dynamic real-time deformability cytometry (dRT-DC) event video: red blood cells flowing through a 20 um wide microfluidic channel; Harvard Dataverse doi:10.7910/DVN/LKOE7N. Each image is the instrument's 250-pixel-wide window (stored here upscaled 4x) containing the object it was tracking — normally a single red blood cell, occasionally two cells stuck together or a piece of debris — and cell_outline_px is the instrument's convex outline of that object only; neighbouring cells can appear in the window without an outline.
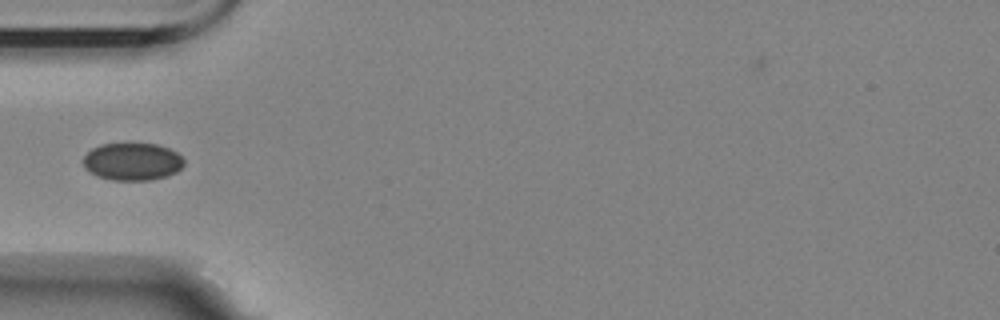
{"species": "Egyptian fruit bat (a non-hibernating species)", "species_latin": "Rousettus aegyptiacus", "temperature_condition": "room temperature", "stored_images_in_passage": 10, "camera_frame_rate_fps": 3000, "um_per_image_px": 0.085, "animal": {"sex": "female"}, "frame": {"image": 1, "passage_image": 4, "time_ms": 4.333, "image_size_px": [1000, 320], "cell_outline_px": [[184, 164], [176, 172], [168, 176], [152, 180], [112, 180], [96, 176], [88, 172], [84, 168], [84, 156], [92, 148], [100, 144], [156, 144], [168, 148], [176, 152], [184, 160]], "centroid_in_image_um": [11.23, 13.75], "position_along_channel_um": 73.8, "area_um2": 22.08}}
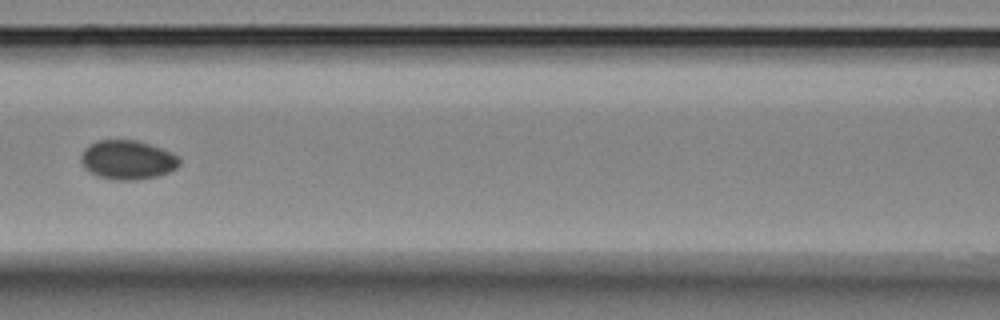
{"frame": {"image": 2, "passage_image": 6, "time_ms": 6.667, "image_size_px": [1000, 320], "cell_outline_px": [[180, 164], [176, 168], [168, 172], [156, 176], [136, 180], [116, 180], [96, 176], [88, 172], [84, 168], [80, 160], [80, 156], [84, 148], [96, 140], [140, 140], [172, 152], [180, 156]], "centroid_in_image_um": [10.83, 13.58], "position_along_channel_um": 155.8, "area_um2": 22.83}}
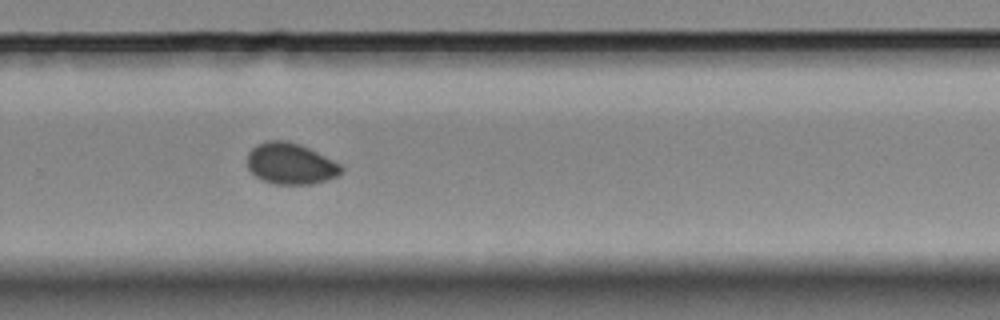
{"frame": {"image": 3, "passage_image": 10, "time_ms": 11.0, "image_size_px": [1000, 320], "cell_outline_px": [[344, 172], [336, 176], [312, 184], [272, 184], [260, 180], [248, 168], [248, 152], [256, 144], [264, 140], [288, 140], [300, 144], [340, 164], [344, 168]], "centroid_in_image_um": [24.67, 13.9], "position_along_channel_um": 305.1, "area_um2": 22.66}}